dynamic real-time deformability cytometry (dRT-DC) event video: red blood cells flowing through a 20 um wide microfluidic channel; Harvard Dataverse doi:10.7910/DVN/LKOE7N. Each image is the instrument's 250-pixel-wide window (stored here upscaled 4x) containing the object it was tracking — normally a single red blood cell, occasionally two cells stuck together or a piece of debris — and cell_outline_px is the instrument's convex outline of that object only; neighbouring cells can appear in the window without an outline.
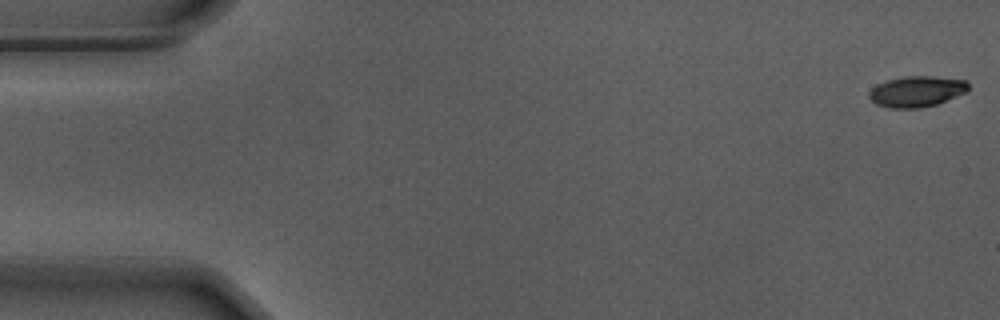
{"species": "Egyptian fruit bat (a non-hibernating species)", "species_latin": "Rousettus aegyptiacus", "temperature_condition": "warm", "stored_images_in_passage": 56, "camera_frame_rate_fps": 3000, "um_per_image_px": 0.085, "animal": {"sex": "male"}, "frame": {"image": 1, "passage_image": 1, "time_ms": 0.0, "image_size_px": [1000, 320], "cell_outline_px": [[968, 88], [964, 92], [936, 104], [920, 108], [888, 108], [876, 104], [868, 96], [868, 92], [876, 84], [888, 80], [904, 76], [932, 76], [964, 80], [968, 84]], "centroid_in_image_um": [77.85, 7.77], "position_along_channel_um": 7.2, "area_um2": 17.63}}
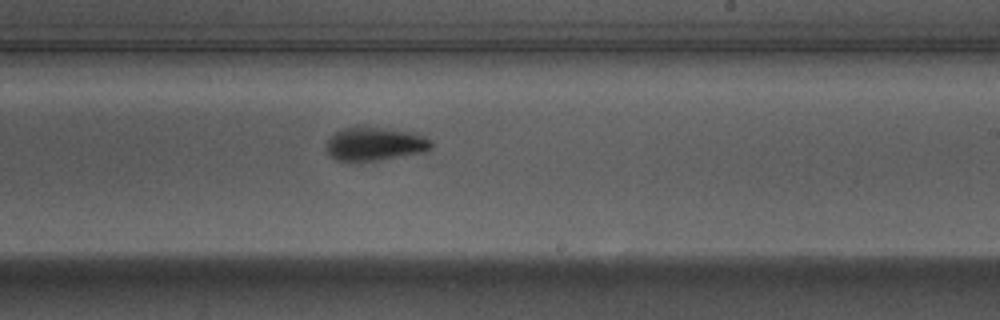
{"frame": {"image": 2, "passage_image": 33, "time_ms": 10.667, "image_size_px": [1000, 320], "cell_outline_px": [[432, 148], [424, 152], [380, 160], [336, 160], [328, 156], [328, 140], [332, 132], [340, 128], [352, 124], [368, 124], [416, 132], [432, 140]], "centroid_in_image_um": [31.86, 12.15], "position_along_channel_um": 257.1, "area_um2": 21.44}}
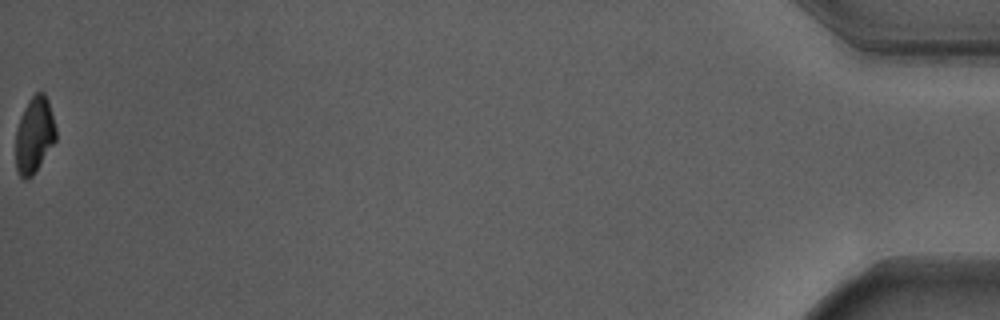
{"frame": {"image": 3, "passage_image": 56, "time_ms": 18.333, "image_size_px": [1000, 320], "cell_outline_px": [[56, 140], [32, 176], [28, 180], [24, 180], [16, 172], [16, 132], [20, 116], [28, 100], [36, 92], [44, 92], [48, 100], [56, 128]], "centroid_in_image_um": [2.91, 11.48], "position_along_channel_um": 432.3, "area_um2": 17.86}, "authors_computed_cell_mechanics": {"area_um2": 19.8543, "velocity_mm_per_s": 3.7044, "shape_relaxation_time_tau1_ms": 2.6824, "shape_relaxation_time_tau2_ms": null, "deformation_change_tau1": 0.1646, "deformation_change_tau2": null}}